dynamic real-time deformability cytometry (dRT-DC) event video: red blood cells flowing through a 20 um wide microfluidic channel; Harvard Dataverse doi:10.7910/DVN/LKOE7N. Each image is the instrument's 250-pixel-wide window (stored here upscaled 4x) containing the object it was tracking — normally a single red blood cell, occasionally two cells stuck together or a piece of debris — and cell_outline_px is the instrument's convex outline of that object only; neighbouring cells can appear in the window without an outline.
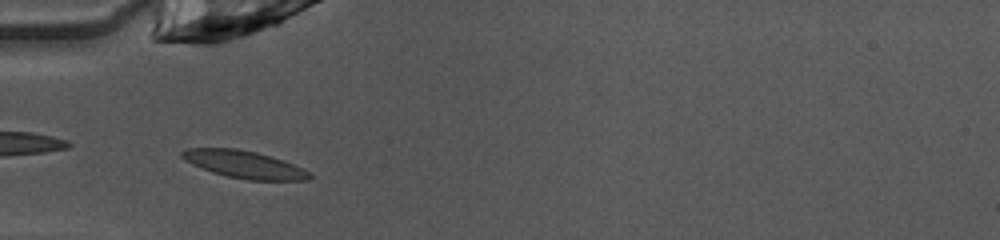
{"species": "common noctule bat (a hibernating species)", "species_latin": "Nyctalus noctula", "temperature_condition": "warm", "stored_images_in_passage": 19, "camera_frame_rate_fps": 3000, "um_per_image_px": 0.085, "animal": {"sex": "female", "body_mass_g": 10.0, "forearm_length_mm": 53.1}, "frame": {"image": 1, "passage_image": 16, "time_ms": 5.0, "image_size_px": [1000, 240], "cell_outline_px": [[312, 176], [308, 180], [248, 180], [228, 176], [212, 172], [192, 164], [184, 160], [180, 156], [180, 152], [188, 148], [236, 148], [256, 152], [272, 156], [284, 160], [304, 168]], "centroid_in_image_um": [20.76, 13.97], "position_along_channel_um": 64.2, "area_um2": 20.4}}